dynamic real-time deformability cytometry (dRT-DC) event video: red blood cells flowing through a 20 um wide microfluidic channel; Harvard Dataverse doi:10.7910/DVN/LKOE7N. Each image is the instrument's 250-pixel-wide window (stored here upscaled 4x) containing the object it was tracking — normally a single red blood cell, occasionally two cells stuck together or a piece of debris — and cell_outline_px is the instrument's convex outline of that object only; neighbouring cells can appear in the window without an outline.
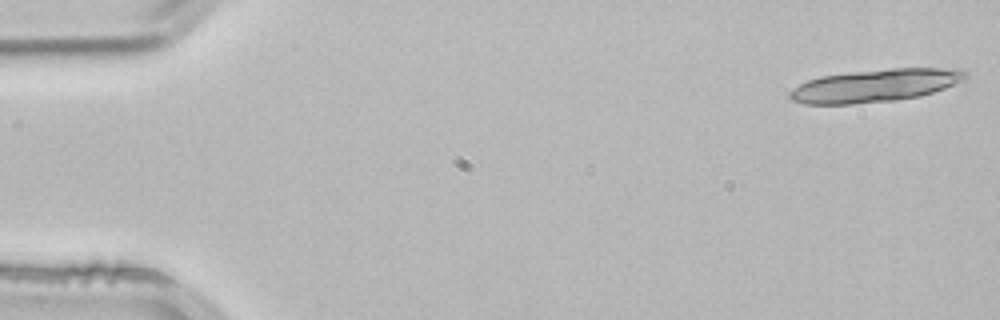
{"species": "common noctule bat (a hibernating species)", "species_latin": "Nyctalus noctula", "temperature_condition": "room temperature", "stored_images_in_passage": 5, "camera_frame_rate_fps": 3000, "um_per_image_px": 0.085, "animal": {"sex": "male", "body_mass_g": 21.5, "forearm_length_mm": 52.0}, "frame": {"image": 1, "passage_image": 1, "time_ms": 0.0, "image_size_px": [1000, 320], "cell_outline_px": [[968, 76], [964, 80], [944, 88], [920, 96], [896, 100], [852, 104], [804, 104], [792, 100], [788, 96], [788, 92], [792, 88], [808, 80], [820, 76], [892, 68], [960, 68], [968, 72]], "centroid_in_image_um": [74.4, 7.27], "position_along_channel_um": 10.6, "area_um2": 33.52}}